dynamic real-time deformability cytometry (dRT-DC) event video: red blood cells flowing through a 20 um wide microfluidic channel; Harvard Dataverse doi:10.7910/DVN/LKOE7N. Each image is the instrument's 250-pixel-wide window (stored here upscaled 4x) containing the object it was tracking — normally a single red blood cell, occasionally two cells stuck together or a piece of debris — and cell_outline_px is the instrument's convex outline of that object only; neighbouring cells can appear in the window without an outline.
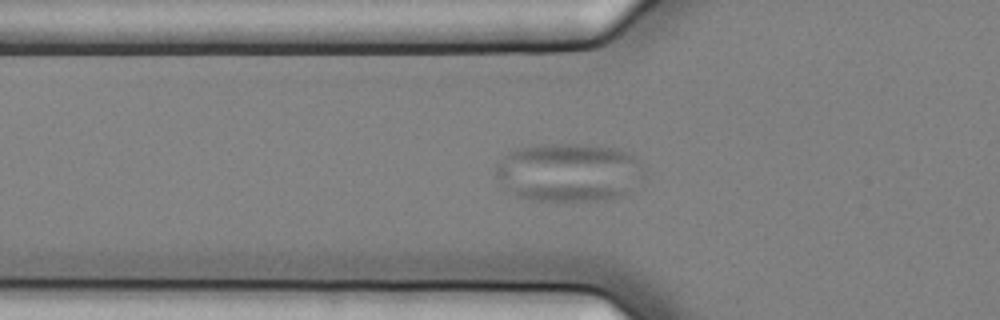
{"species": "common noctule bat (a hibernating species)", "species_latin": "Nyctalus noctula", "temperature_condition": "cold", "stored_images_in_passage": 60, "camera_frame_rate_fps": 3000, "um_per_image_px": 0.085, "animal": {"sex": "female", "body_mass_g": 25.1}, "frame": {"image": 1, "passage_image": 23, "time_ms": 7.333, "image_size_px": [1000, 320], "cell_outline_px": [[640, 176], [628, 192], [620, 196], [604, 200], [532, 200], [516, 196], [500, 188], [496, 176], [496, 164], [508, 152], [520, 148], [540, 144], [572, 144], [616, 148], [628, 152], [636, 156], [640, 164]], "centroid_in_image_um": [48.25, 14.65], "position_along_channel_um": 77.5, "area_um2": 50.4}}
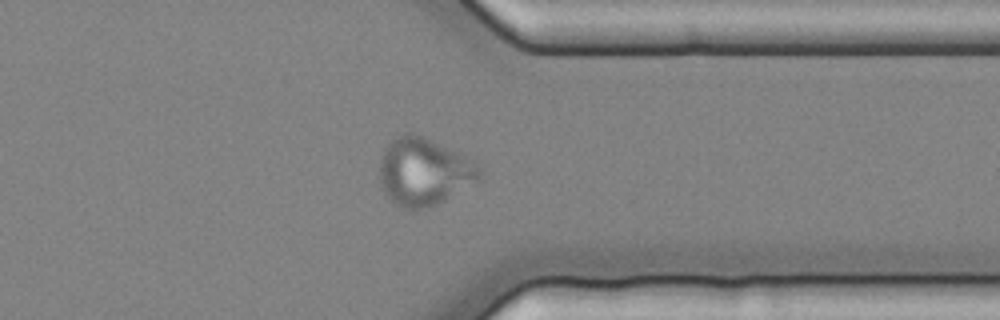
{"frame": {"image": 2, "passage_image": 48, "time_ms": 15.667, "image_size_px": [1000, 320], "cell_outline_px": [[484, 180], [436, 204], [420, 208], [404, 208], [396, 204], [384, 192], [380, 180], [380, 156], [384, 148], [392, 140], [408, 132], [412, 132], [424, 136], [468, 156], [480, 168]], "centroid_in_image_um": [36.09, 14.57], "position_along_channel_um": 375.3, "area_um2": 39.54}}
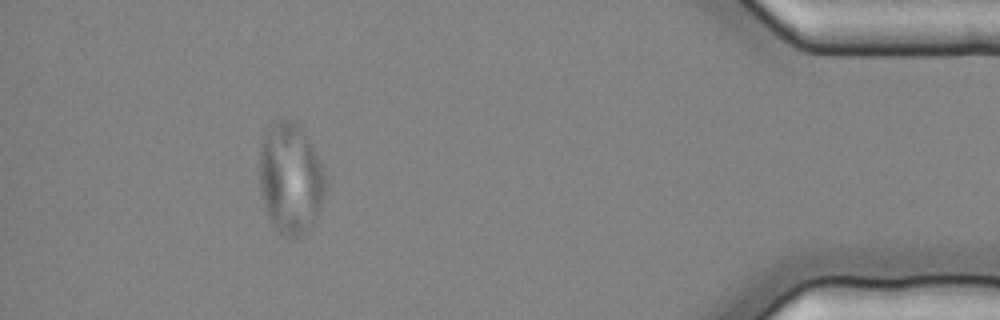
{"frame": {"image": 3, "passage_image": 55, "time_ms": 18.0, "image_size_px": [1000, 320], "cell_outline_px": [[328, 188], [316, 216], [312, 224], [300, 236], [292, 240], [288, 240], [272, 224], [268, 216], [264, 204], [260, 184], [260, 144], [268, 124], [272, 120], [292, 120], [304, 132], [328, 180]], "centroid_in_image_um": [24.69, 15.18], "position_along_channel_um": 410.5, "area_um2": 42.77}}